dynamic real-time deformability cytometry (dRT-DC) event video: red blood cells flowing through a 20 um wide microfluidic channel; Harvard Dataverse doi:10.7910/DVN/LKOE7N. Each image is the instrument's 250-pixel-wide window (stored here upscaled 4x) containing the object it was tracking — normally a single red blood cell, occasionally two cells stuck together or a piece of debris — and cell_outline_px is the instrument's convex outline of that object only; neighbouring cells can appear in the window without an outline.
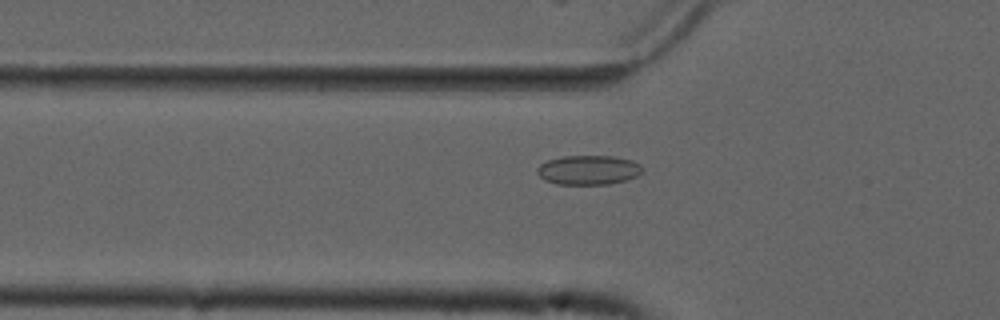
{"species": "common noctule bat (a hibernating species)", "species_latin": "Nyctalus noctula", "temperature_condition": "cold", "stored_images_in_passage": 31, "camera_frame_rate_fps": 3000, "um_per_image_px": 0.085, "animal": {"sex": "male", "forearm_length_mm": 52.5}, "frame": {"image": 1, "passage_image": 2, "time_ms": 0.333, "image_size_px": [1000, 320], "cell_outline_px": [[644, 168], [636, 176], [624, 180], [608, 184], [556, 184], [544, 180], [536, 172], [536, 168], [540, 164], [548, 160], [564, 156], [612, 156], [632, 160], [640, 164]], "centroid_in_image_um": [49.99, 14.44], "position_along_channel_um": 75.8, "area_um2": 17.98}}
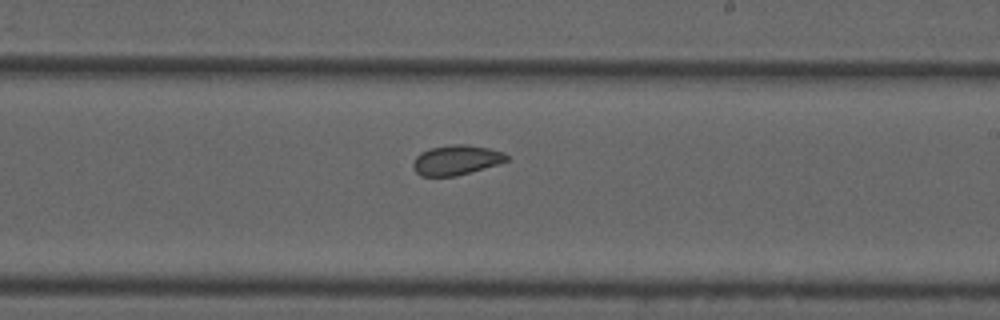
{"frame": {"image": 2, "passage_image": 16, "time_ms": 5.0, "image_size_px": [1000, 320], "cell_outline_px": [[508, 160], [496, 164], [456, 176], [420, 176], [412, 168], [412, 164], [416, 156], [420, 152], [428, 148], [452, 144], [468, 144], [488, 148], [504, 152], [508, 156]], "centroid_in_image_um": [38.73, 13.59], "position_along_channel_um": 250.3, "area_um2": 16.3}}
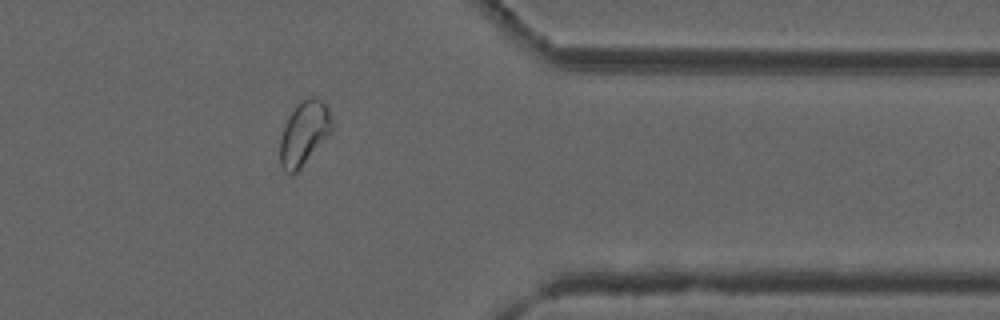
{"frame": {"image": 3, "passage_image": 28, "time_ms": 9.0, "image_size_px": [1000, 320], "cell_outline_px": [[332, 132], [300, 168], [296, 172], [284, 172], [280, 164], [280, 140], [284, 124], [288, 116], [296, 104], [300, 100], [316, 96], [328, 108], [332, 120]], "centroid_in_image_um": [25.84, 11.3], "position_along_channel_um": 385.6, "area_um2": 19.31}, "authors_computed_cell_mechanics": {"area_um2": 16.5308, "velocity_mm_per_s": 3.7382, "shape_relaxation_time_tau1_ms": null, "shape_relaxation_time_tau2_ms": 2.3237, "deformation_change_tau1": null, "deformation_change_tau2": 0.065}}